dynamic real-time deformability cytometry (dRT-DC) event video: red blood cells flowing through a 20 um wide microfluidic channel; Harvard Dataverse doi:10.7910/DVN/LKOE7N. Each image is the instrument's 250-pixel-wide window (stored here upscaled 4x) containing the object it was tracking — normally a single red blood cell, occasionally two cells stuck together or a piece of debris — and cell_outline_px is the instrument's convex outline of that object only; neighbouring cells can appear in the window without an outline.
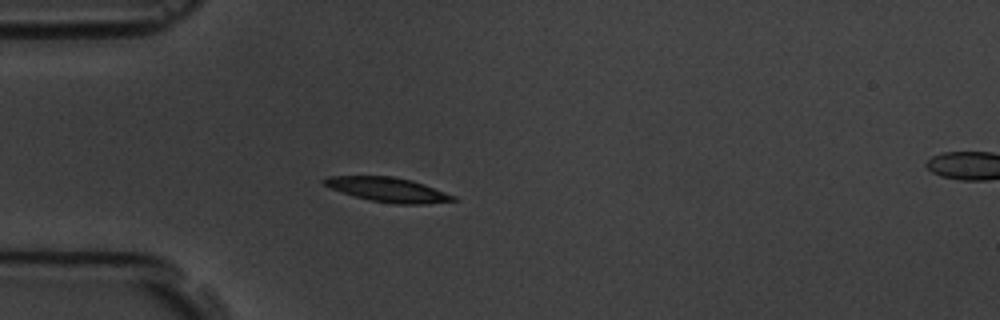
{"species": "common noctule bat (a hibernating species)", "species_latin": "Nyctalus noctula", "temperature_condition": "room temperature", "stored_images_in_passage": 2, "camera_frame_rate_fps": 3000, "um_per_image_px": 0.085, "animal": {"sex": "male", "body_mass_g": 19.5, "forearm_length_mm": 54.6}, "frame": {"image": 1, "passage_image": 1, "time_ms": 0.0, "image_size_px": [1000, 320], "cell_outline_px": [[460, 200], [424, 204], [396, 204], [368, 200], [332, 188], [324, 184], [320, 180], [328, 176], [392, 176], [412, 180], [424, 184], [456, 196]], "centroid_in_image_um": [33.02, 16.12], "position_along_channel_um": 52.0, "area_um2": 18.32}}